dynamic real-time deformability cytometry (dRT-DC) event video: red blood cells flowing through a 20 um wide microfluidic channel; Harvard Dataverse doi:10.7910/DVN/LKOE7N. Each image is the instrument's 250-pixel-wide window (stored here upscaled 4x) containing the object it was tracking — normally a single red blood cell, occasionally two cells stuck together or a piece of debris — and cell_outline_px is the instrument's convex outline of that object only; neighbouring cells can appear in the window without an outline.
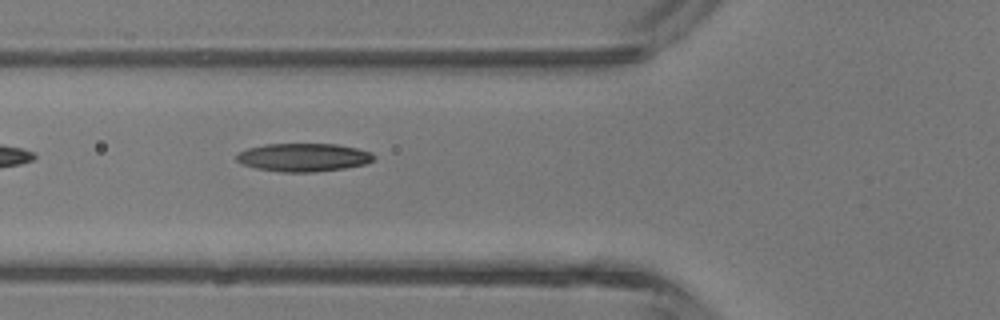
{"species": "common noctule bat (a hibernating species)", "species_latin": "Nyctalus noctula", "temperature_condition": "room temperature", "stored_images_in_passage": 4, "camera_frame_rate_fps": 3000, "um_per_image_px": 0.085, "animal": {"sex": "male", "body_mass_g": 13.3}, "frame": {"image": 1, "passage_image": 4, "time_ms": 4.333, "image_size_px": [1000, 320], "cell_outline_px": [[376, 156], [372, 160], [364, 164], [344, 168], [312, 172], [280, 172], [256, 168], [240, 164], [236, 160], [236, 156], [240, 152], [248, 148], [264, 144], [336, 144], [356, 148], [372, 152]], "centroid_in_image_um": [25.77, 13.37], "position_along_channel_um": 100.0, "area_um2": 22.54}}